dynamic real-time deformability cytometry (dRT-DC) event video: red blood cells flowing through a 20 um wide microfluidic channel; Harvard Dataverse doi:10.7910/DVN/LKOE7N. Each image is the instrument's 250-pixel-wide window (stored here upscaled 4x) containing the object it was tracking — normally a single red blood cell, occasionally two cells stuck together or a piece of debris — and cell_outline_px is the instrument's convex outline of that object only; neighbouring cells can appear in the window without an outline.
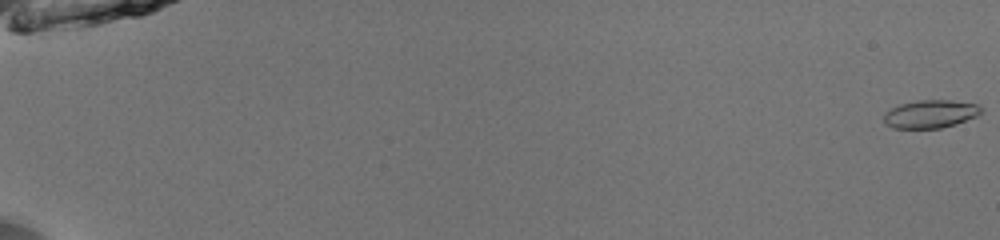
{"species": "common noctule bat (a hibernating species)", "species_latin": "Nyctalus noctula", "temperature_condition": "room temperature", "stored_images_in_passage": 53, "camera_frame_rate_fps": 3000, "um_per_image_px": 0.085, "animal": {"sex": "male", "body_mass_g": 13.0, "forearm_length_mm": 53.1}, "frame": {"image": 1, "passage_image": 1, "time_ms": 0.0, "image_size_px": [1000, 240], "cell_outline_px": [[980, 112], [976, 116], [956, 124], [940, 128], [892, 128], [884, 120], [884, 112], [900, 104], [916, 100], [948, 100], [976, 104], [980, 108]], "centroid_in_image_um": [79.05, 9.69], "position_along_channel_um": 6.0, "area_um2": 15.66}}
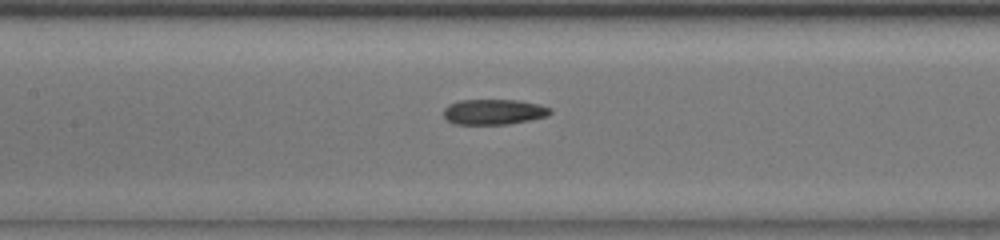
{"frame": {"image": 2, "passage_image": 28, "time_ms": 9.0, "image_size_px": [1000, 240], "cell_outline_px": [[552, 112], [548, 116], [508, 124], [456, 124], [448, 120], [444, 116], [444, 108], [448, 104], [460, 100], [520, 100], [540, 104], [552, 108]], "centroid_in_image_um": [42.0, 9.5], "position_along_channel_um": 165.4, "area_um2": 15.84}}
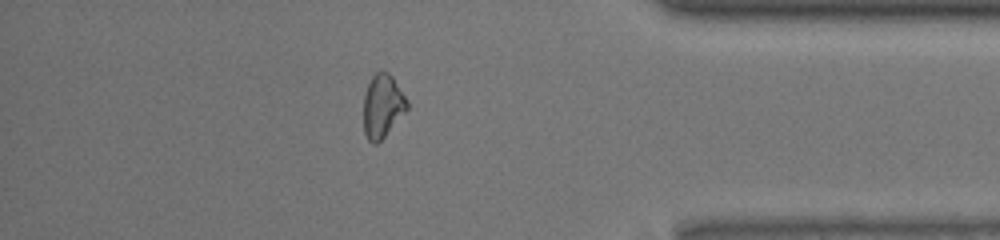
{"frame": {"image": 3, "passage_image": 47, "time_ms": 15.333, "image_size_px": [1000, 240], "cell_outline_px": [[408, 108], [384, 136], [376, 144], [372, 144], [368, 140], [364, 132], [364, 96], [368, 84], [372, 76], [380, 68], [388, 72], [392, 76], [408, 100]], "centroid_in_image_um": [32.51, 8.97], "position_along_channel_um": 402.7, "area_um2": 16.01}}